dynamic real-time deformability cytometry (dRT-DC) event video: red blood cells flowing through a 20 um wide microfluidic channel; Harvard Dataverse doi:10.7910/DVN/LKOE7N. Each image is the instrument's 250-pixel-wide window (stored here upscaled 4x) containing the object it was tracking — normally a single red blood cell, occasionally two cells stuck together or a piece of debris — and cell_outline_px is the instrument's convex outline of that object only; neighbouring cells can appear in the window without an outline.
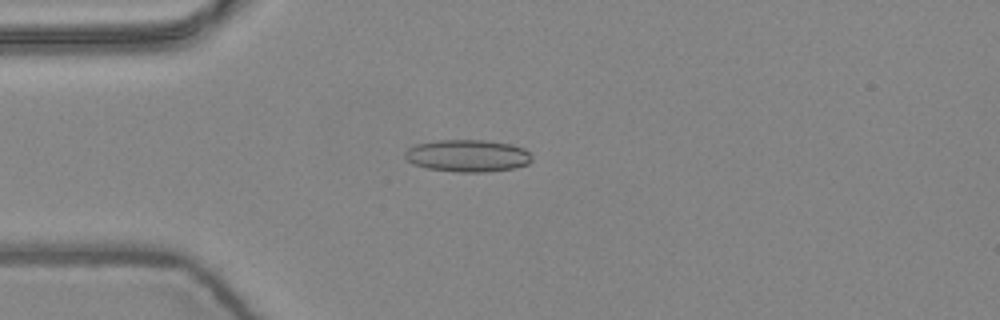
{"species": "common noctule bat (a hibernating species)", "species_latin": "Nyctalus noctula", "temperature_condition": "warm", "stored_images_in_passage": 4, "camera_frame_rate_fps": 3000, "um_per_image_px": 0.085, "animal": {"sex": "female", "body_mass_g": 24.6, "forearm_length_mm": 56.2}, "frame": {"image": 1, "passage_image": 2, "time_ms": 0.333, "image_size_px": [1000, 320], "cell_outline_px": [[532, 160], [528, 164], [516, 168], [488, 172], [456, 172], [428, 168], [412, 164], [404, 156], [404, 152], [408, 148], [416, 144], [436, 140], [484, 140], [512, 144], [524, 148], [532, 156]], "centroid_in_image_um": [39.76, 13.24], "position_along_channel_um": 45.2, "area_um2": 24.04}}
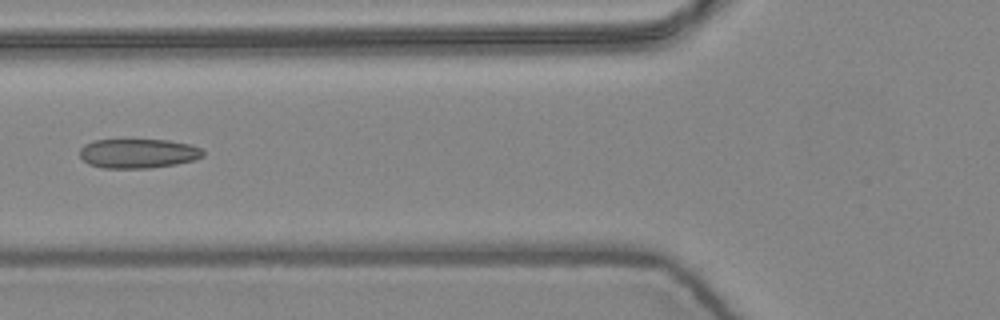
{"frame": {"image": 2, "passage_image": 4, "time_ms": 1.0, "image_size_px": [1000, 320], "cell_outline_px": [[204, 156], [196, 160], [176, 164], [148, 168], [104, 168], [88, 164], [80, 156], [80, 148], [84, 144], [96, 140], [168, 140], [192, 144], [200, 148], [204, 152]], "centroid_in_image_um": [11.77, 13.04], "position_along_channel_um": 114.0, "area_um2": 21.21}}